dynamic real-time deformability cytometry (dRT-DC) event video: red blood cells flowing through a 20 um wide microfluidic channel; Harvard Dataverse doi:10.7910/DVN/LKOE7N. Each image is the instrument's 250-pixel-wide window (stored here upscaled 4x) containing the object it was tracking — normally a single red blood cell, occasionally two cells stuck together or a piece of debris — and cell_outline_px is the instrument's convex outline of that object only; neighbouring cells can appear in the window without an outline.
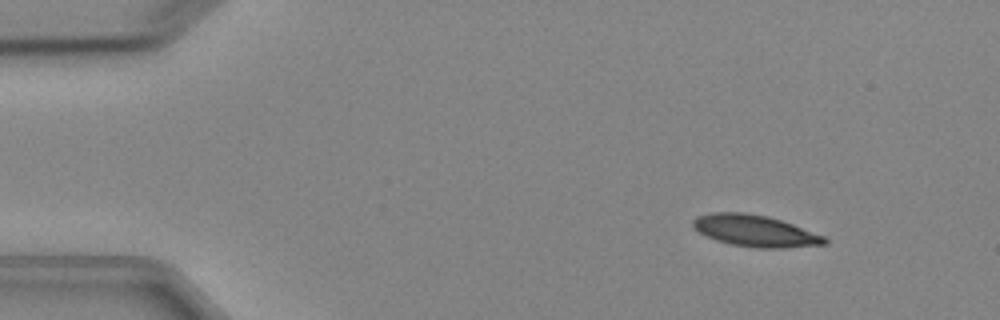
{"species": "Egyptian fruit bat (a non-hibernating species)", "species_latin": "Rousettus aegyptiacus", "temperature_condition": "cold", "stored_images_in_passage": 5, "camera_frame_rate_fps": 3000, "um_per_image_px": 0.085, "animal": {"sex": "female"}, "frame": {"image": 1, "passage_image": 2, "time_ms": 1.0, "image_size_px": [1000, 320], "cell_outline_px": [[828, 244], [784, 248], [756, 248], [732, 244], [716, 240], [692, 228], [692, 220], [696, 216], [712, 212], [744, 212], [768, 216], [792, 224], [824, 236], [828, 240]], "centroid_in_image_um": [64.17, 19.62], "position_along_channel_um": 20.8, "area_um2": 24.22}}
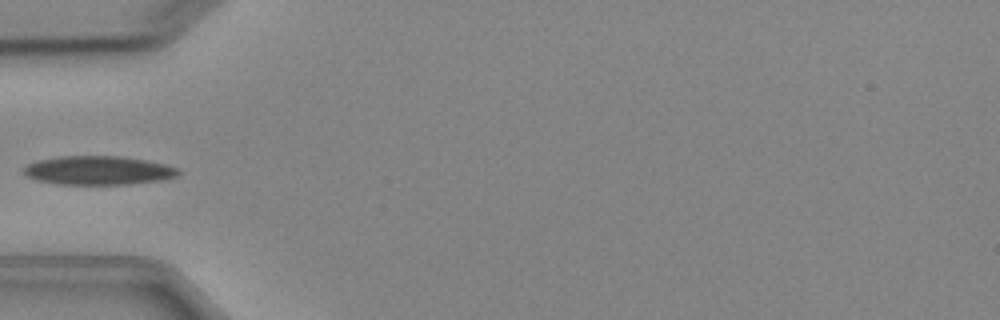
{"frame": {"image": 2, "passage_image": 5, "time_ms": 4.667, "image_size_px": [1000, 320], "cell_outline_px": [[180, 172], [176, 176], [164, 180], [128, 184], [56, 184], [36, 180], [24, 176], [24, 168], [28, 164], [36, 160], [56, 156], [120, 156], [144, 160], [164, 164], [180, 168]], "centroid_in_image_um": [8.33, 14.48], "position_along_channel_um": 76.7, "area_um2": 26.13}}